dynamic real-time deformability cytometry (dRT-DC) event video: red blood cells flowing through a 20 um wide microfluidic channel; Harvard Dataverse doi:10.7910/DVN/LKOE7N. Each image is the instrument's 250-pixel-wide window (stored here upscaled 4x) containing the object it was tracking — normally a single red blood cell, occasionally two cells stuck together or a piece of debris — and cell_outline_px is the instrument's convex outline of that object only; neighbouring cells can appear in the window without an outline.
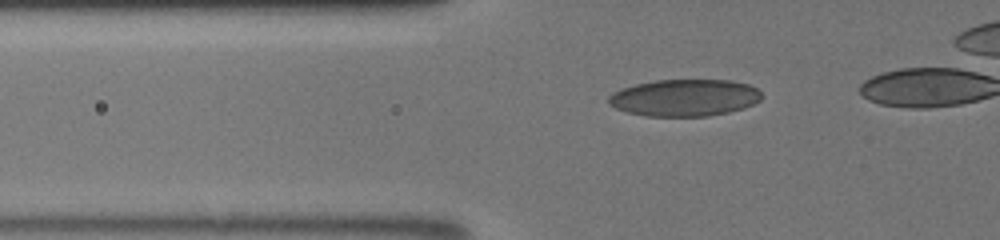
{"species": "human", "species_latin": "Homo sapiens", "temperature_condition": "room temperature", "stored_images_in_passage": 27, "camera_frame_rate_fps": 3000, "um_per_image_px": 0.085, "donor": {"sex": "male"}, "frame": {"image": 1, "passage_image": 7, "time_ms": 2.667, "image_size_px": [1000, 240], "cell_outline_px": [[764, 96], [760, 100], [744, 108], [728, 112], [708, 116], [644, 116], [628, 112], [616, 108], [608, 104], [608, 96], [612, 92], [620, 88], [636, 84], [656, 80], [732, 80], [748, 84], [756, 88]], "centroid_in_image_um": [58.18, 8.3], "position_along_channel_um": 67.6, "area_um2": 33.12}}
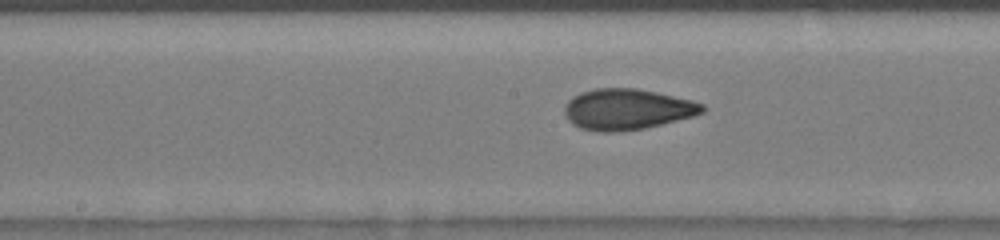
{"frame": {"image": 2, "passage_image": 15, "time_ms": 6.0, "image_size_px": [1000, 240], "cell_outline_px": [[708, 108], [704, 112], [692, 116], [644, 128], [616, 132], [600, 132], [580, 128], [572, 124], [568, 120], [564, 112], [564, 104], [572, 96], [580, 92], [596, 88], [636, 88], [656, 92], [692, 100], [704, 104]], "centroid_in_image_um": [53.28, 9.28], "position_along_channel_um": 194.9, "area_um2": 32.95}}
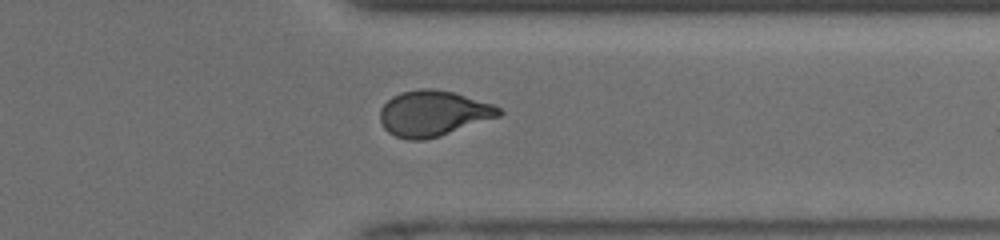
{"frame": {"image": 3, "passage_image": 26, "time_ms": 10.333, "image_size_px": [1000, 240], "cell_outline_px": [[504, 112], [500, 116], [440, 136], [424, 140], [408, 140], [396, 136], [388, 132], [384, 128], [380, 120], [380, 108], [392, 96], [400, 92], [420, 88], [432, 88], [452, 92], [492, 104], [500, 108]], "centroid_in_image_um": [36.8, 9.64], "position_along_channel_um": 374.6, "area_um2": 31.56}}